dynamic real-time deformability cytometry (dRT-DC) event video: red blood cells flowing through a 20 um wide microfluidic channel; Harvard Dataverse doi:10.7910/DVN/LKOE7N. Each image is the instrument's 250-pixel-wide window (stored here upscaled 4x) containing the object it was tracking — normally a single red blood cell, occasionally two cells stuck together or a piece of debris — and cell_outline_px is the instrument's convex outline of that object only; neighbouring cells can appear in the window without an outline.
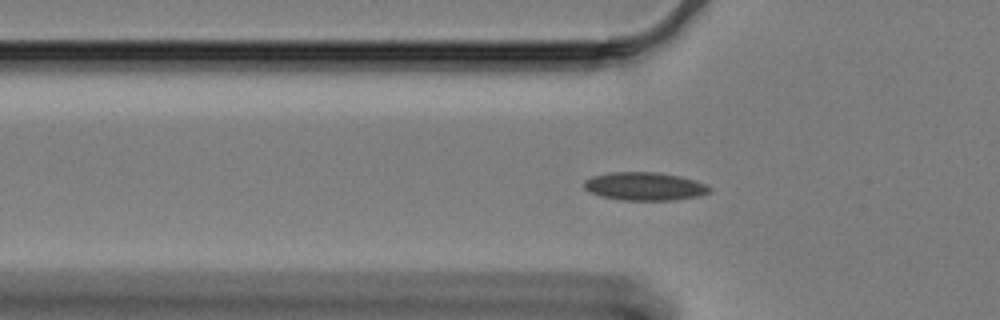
{"species": "Egyptian fruit bat (a non-hibernating species)", "species_latin": "Rousettus aegyptiacus", "temperature_condition": "cold", "stored_images_in_passage": 56, "camera_frame_rate_fps": 3000, "um_per_image_px": 0.085, "animal": {"sex": "female"}, "frame": {"image": 1, "passage_image": 14, "time_ms": 4.333, "image_size_px": [1000, 320], "cell_outline_px": [[712, 192], [700, 196], [672, 200], [620, 200], [600, 196], [588, 192], [584, 188], [584, 180], [592, 176], [608, 172], [660, 172], [680, 176], [708, 184], [712, 188]], "centroid_in_image_um": [54.81, 15.83], "position_along_channel_um": 71.0, "area_um2": 20.98}}
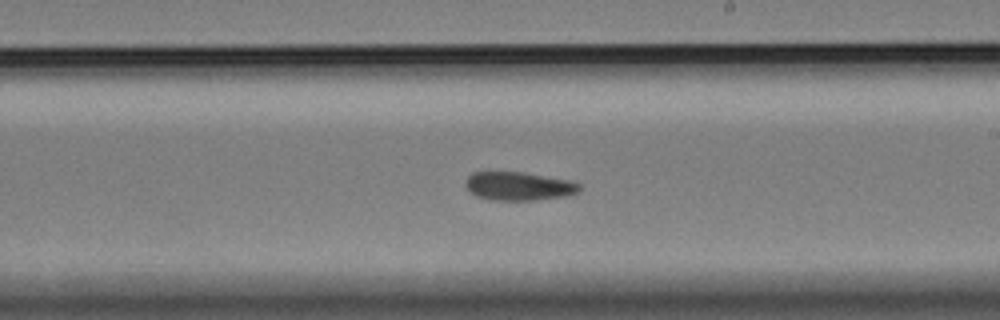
{"frame": {"image": 2, "passage_image": 30, "time_ms": 9.667, "image_size_px": [1000, 320], "cell_outline_px": [[580, 192], [568, 196], [536, 200], [492, 200], [476, 196], [468, 192], [464, 184], [464, 180], [472, 172], [524, 172], [568, 180], [580, 184]], "centroid_in_image_um": [44.06, 15.83], "position_along_channel_um": 244.9, "area_um2": 19.19}}
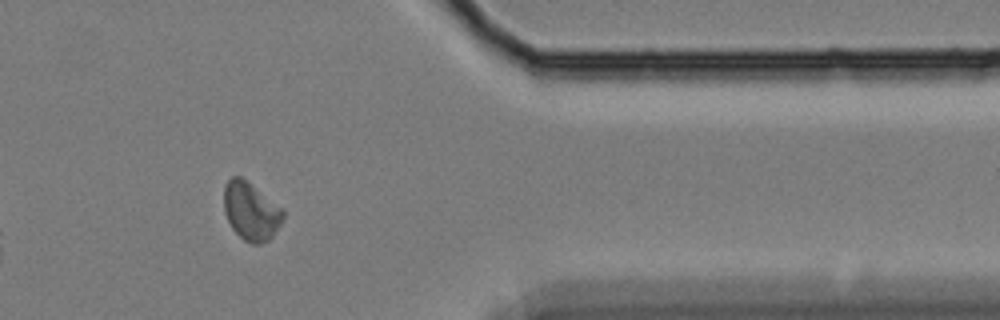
{"frame": {"image": 3, "passage_image": 45, "time_ms": 14.667, "image_size_px": [1000, 320], "cell_outline_px": [[284, 216], [280, 224], [272, 236], [268, 240], [260, 244], [252, 244], [244, 240], [232, 228], [224, 212], [224, 188], [228, 180], [232, 176], [240, 176], [284, 208]], "centroid_in_image_um": [21.34, 17.95], "position_along_channel_um": 390.1, "area_um2": 19.94}, "authors_computed_cell_mechanics": {"area_um2": 19.8543, "velocity_mm_per_s": 3.2568, "shape_relaxation_time_tau1_ms": 3.2552, "shape_relaxation_time_tau2_ms": 3.6241, "deformation_change_tau1": 0.0706, "deformation_change_tau2": 0.077}}